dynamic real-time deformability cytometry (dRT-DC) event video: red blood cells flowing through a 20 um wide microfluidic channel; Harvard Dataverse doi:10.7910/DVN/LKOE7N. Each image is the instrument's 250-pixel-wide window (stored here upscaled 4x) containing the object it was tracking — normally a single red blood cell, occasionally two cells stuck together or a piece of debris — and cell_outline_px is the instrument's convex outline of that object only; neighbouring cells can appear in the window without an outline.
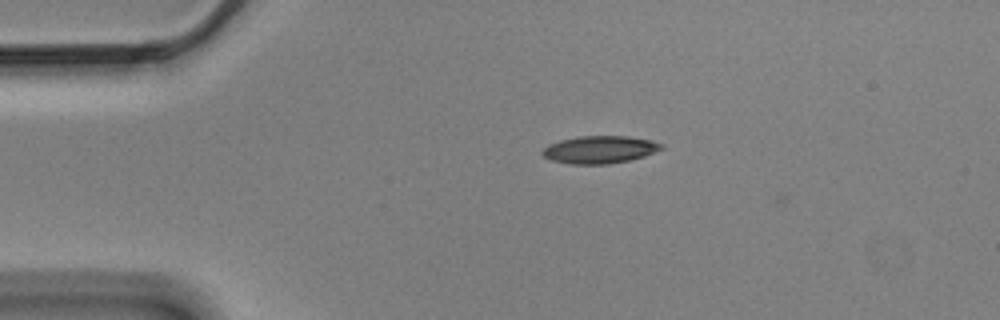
{"species": "Egyptian fruit bat (a non-hibernating species)", "species_latin": "Rousettus aegyptiacus", "temperature_condition": "cold", "stored_images_in_passage": 4, "camera_frame_rate_fps": 3000, "um_per_image_px": 0.085, "animal": {"sex": "male"}, "frame": {"image": 1, "passage_image": 3, "time_ms": 0.667, "image_size_px": [1000, 320], "cell_outline_px": [[664, 148], [644, 156], [628, 160], [608, 164], [572, 164], [552, 160], [544, 156], [540, 152], [548, 144], [560, 140], [580, 136], [628, 136], [652, 140], [664, 144]], "centroid_in_image_um": [50.99, 12.71], "position_along_channel_um": 34.0, "area_um2": 19.07}}